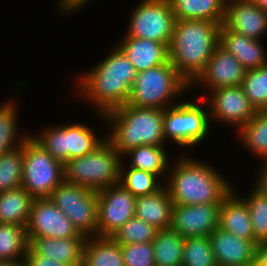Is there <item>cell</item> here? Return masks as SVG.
<instances>
[{
    "label": "cell",
    "mask_w": 267,
    "mask_h": 266,
    "mask_svg": "<svg viewBox=\"0 0 267 266\" xmlns=\"http://www.w3.org/2000/svg\"><path fill=\"white\" fill-rule=\"evenodd\" d=\"M93 66L75 71L72 77L71 96L95 114L108 112L127 104L137 76L133 64L113 43ZM74 77V78H73ZM73 88V89H72ZM76 97V98H75Z\"/></svg>",
    "instance_id": "cell-1"
},
{
    "label": "cell",
    "mask_w": 267,
    "mask_h": 266,
    "mask_svg": "<svg viewBox=\"0 0 267 266\" xmlns=\"http://www.w3.org/2000/svg\"><path fill=\"white\" fill-rule=\"evenodd\" d=\"M176 154L165 181L173 204L221 203L237 186L211 160L190 153Z\"/></svg>",
    "instance_id": "cell-2"
},
{
    "label": "cell",
    "mask_w": 267,
    "mask_h": 266,
    "mask_svg": "<svg viewBox=\"0 0 267 266\" xmlns=\"http://www.w3.org/2000/svg\"><path fill=\"white\" fill-rule=\"evenodd\" d=\"M163 109L125 104L105 115L94 113L106 127V139L120 155L141 145H169L163 129Z\"/></svg>",
    "instance_id": "cell-3"
},
{
    "label": "cell",
    "mask_w": 267,
    "mask_h": 266,
    "mask_svg": "<svg viewBox=\"0 0 267 266\" xmlns=\"http://www.w3.org/2000/svg\"><path fill=\"white\" fill-rule=\"evenodd\" d=\"M220 26L206 20L175 21L169 61L189 85L204 71L219 45Z\"/></svg>",
    "instance_id": "cell-4"
},
{
    "label": "cell",
    "mask_w": 267,
    "mask_h": 266,
    "mask_svg": "<svg viewBox=\"0 0 267 266\" xmlns=\"http://www.w3.org/2000/svg\"><path fill=\"white\" fill-rule=\"evenodd\" d=\"M187 95L177 104L164 109L165 141L167 144L177 147V153H186L189 149L193 151L200 145H205L209 138L214 136L213 130L217 129V126L214 129L211 126L207 101L194 96L195 94L191 96L190 91ZM170 142L172 143L170 144Z\"/></svg>",
    "instance_id": "cell-5"
},
{
    "label": "cell",
    "mask_w": 267,
    "mask_h": 266,
    "mask_svg": "<svg viewBox=\"0 0 267 266\" xmlns=\"http://www.w3.org/2000/svg\"><path fill=\"white\" fill-rule=\"evenodd\" d=\"M45 125V126H44ZM42 125L38 131H30V135L44 149L52 155V157L63 164L73 158L82 157L93 152L101 143L106 140L105 133L102 135L93 126H89L87 121H70ZM96 130V131H95ZM36 132V133H34ZM98 132V133H97ZM99 134V135H98Z\"/></svg>",
    "instance_id": "cell-6"
},
{
    "label": "cell",
    "mask_w": 267,
    "mask_h": 266,
    "mask_svg": "<svg viewBox=\"0 0 267 266\" xmlns=\"http://www.w3.org/2000/svg\"><path fill=\"white\" fill-rule=\"evenodd\" d=\"M189 91L190 85L169 61L137 73L127 104L164 110L177 104Z\"/></svg>",
    "instance_id": "cell-7"
},
{
    "label": "cell",
    "mask_w": 267,
    "mask_h": 266,
    "mask_svg": "<svg viewBox=\"0 0 267 266\" xmlns=\"http://www.w3.org/2000/svg\"><path fill=\"white\" fill-rule=\"evenodd\" d=\"M121 155L106 139L93 152L64 164V180L99 191L119 183Z\"/></svg>",
    "instance_id": "cell-8"
},
{
    "label": "cell",
    "mask_w": 267,
    "mask_h": 266,
    "mask_svg": "<svg viewBox=\"0 0 267 266\" xmlns=\"http://www.w3.org/2000/svg\"><path fill=\"white\" fill-rule=\"evenodd\" d=\"M63 180L64 164L29 135L23 141L22 187L34 199L50 198Z\"/></svg>",
    "instance_id": "cell-9"
},
{
    "label": "cell",
    "mask_w": 267,
    "mask_h": 266,
    "mask_svg": "<svg viewBox=\"0 0 267 266\" xmlns=\"http://www.w3.org/2000/svg\"><path fill=\"white\" fill-rule=\"evenodd\" d=\"M131 10L123 30L126 36L170 46L176 20L169 0H139Z\"/></svg>",
    "instance_id": "cell-10"
},
{
    "label": "cell",
    "mask_w": 267,
    "mask_h": 266,
    "mask_svg": "<svg viewBox=\"0 0 267 266\" xmlns=\"http://www.w3.org/2000/svg\"><path fill=\"white\" fill-rule=\"evenodd\" d=\"M50 199L81 234L97 236V191L63 180Z\"/></svg>",
    "instance_id": "cell-11"
},
{
    "label": "cell",
    "mask_w": 267,
    "mask_h": 266,
    "mask_svg": "<svg viewBox=\"0 0 267 266\" xmlns=\"http://www.w3.org/2000/svg\"><path fill=\"white\" fill-rule=\"evenodd\" d=\"M204 99L209 106L210 123L236 132L242 125L250 121L255 107L250 103L242 86L223 87L210 91ZM214 122V123H213Z\"/></svg>",
    "instance_id": "cell-12"
},
{
    "label": "cell",
    "mask_w": 267,
    "mask_h": 266,
    "mask_svg": "<svg viewBox=\"0 0 267 266\" xmlns=\"http://www.w3.org/2000/svg\"><path fill=\"white\" fill-rule=\"evenodd\" d=\"M97 236L111 237L135 215L137 197L120 183L97 191Z\"/></svg>",
    "instance_id": "cell-13"
},
{
    "label": "cell",
    "mask_w": 267,
    "mask_h": 266,
    "mask_svg": "<svg viewBox=\"0 0 267 266\" xmlns=\"http://www.w3.org/2000/svg\"><path fill=\"white\" fill-rule=\"evenodd\" d=\"M245 72L246 69L240 62L231 53L226 52L218 45L214 49L204 71L190 85V93L194 94L199 91L197 96L204 98L214 89L240 86Z\"/></svg>",
    "instance_id": "cell-14"
},
{
    "label": "cell",
    "mask_w": 267,
    "mask_h": 266,
    "mask_svg": "<svg viewBox=\"0 0 267 266\" xmlns=\"http://www.w3.org/2000/svg\"><path fill=\"white\" fill-rule=\"evenodd\" d=\"M26 232L28 241L33 237L63 239L81 235L50 198L34 199Z\"/></svg>",
    "instance_id": "cell-15"
},
{
    "label": "cell",
    "mask_w": 267,
    "mask_h": 266,
    "mask_svg": "<svg viewBox=\"0 0 267 266\" xmlns=\"http://www.w3.org/2000/svg\"><path fill=\"white\" fill-rule=\"evenodd\" d=\"M221 203L173 204L170 228L182 237L209 236L219 227Z\"/></svg>",
    "instance_id": "cell-16"
},
{
    "label": "cell",
    "mask_w": 267,
    "mask_h": 266,
    "mask_svg": "<svg viewBox=\"0 0 267 266\" xmlns=\"http://www.w3.org/2000/svg\"><path fill=\"white\" fill-rule=\"evenodd\" d=\"M223 25L254 40H266L267 12L252 0H227Z\"/></svg>",
    "instance_id": "cell-17"
},
{
    "label": "cell",
    "mask_w": 267,
    "mask_h": 266,
    "mask_svg": "<svg viewBox=\"0 0 267 266\" xmlns=\"http://www.w3.org/2000/svg\"><path fill=\"white\" fill-rule=\"evenodd\" d=\"M217 266L255 265L257 243L239 238L217 227L209 235Z\"/></svg>",
    "instance_id": "cell-18"
},
{
    "label": "cell",
    "mask_w": 267,
    "mask_h": 266,
    "mask_svg": "<svg viewBox=\"0 0 267 266\" xmlns=\"http://www.w3.org/2000/svg\"><path fill=\"white\" fill-rule=\"evenodd\" d=\"M120 37L113 43L133 64L137 73L169 62V47L166 44L129 37L124 33Z\"/></svg>",
    "instance_id": "cell-19"
},
{
    "label": "cell",
    "mask_w": 267,
    "mask_h": 266,
    "mask_svg": "<svg viewBox=\"0 0 267 266\" xmlns=\"http://www.w3.org/2000/svg\"><path fill=\"white\" fill-rule=\"evenodd\" d=\"M267 40H254L227 29H219V46L231 53L246 69H256L267 63Z\"/></svg>",
    "instance_id": "cell-20"
},
{
    "label": "cell",
    "mask_w": 267,
    "mask_h": 266,
    "mask_svg": "<svg viewBox=\"0 0 267 266\" xmlns=\"http://www.w3.org/2000/svg\"><path fill=\"white\" fill-rule=\"evenodd\" d=\"M170 145H141L121 155L120 167H132L157 175L164 183L170 170L175 154L168 152ZM170 152H172L170 154ZM172 156V157H171Z\"/></svg>",
    "instance_id": "cell-21"
},
{
    "label": "cell",
    "mask_w": 267,
    "mask_h": 266,
    "mask_svg": "<svg viewBox=\"0 0 267 266\" xmlns=\"http://www.w3.org/2000/svg\"><path fill=\"white\" fill-rule=\"evenodd\" d=\"M86 236L78 238L53 239L48 237H33L28 248L37 255L50 257L56 262L67 264H82L83 247Z\"/></svg>",
    "instance_id": "cell-22"
},
{
    "label": "cell",
    "mask_w": 267,
    "mask_h": 266,
    "mask_svg": "<svg viewBox=\"0 0 267 266\" xmlns=\"http://www.w3.org/2000/svg\"><path fill=\"white\" fill-rule=\"evenodd\" d=\"M219 228L239 238L254 240L248 205L234 190L221 202Z\"/></svg>",
    "instance_id": "cell-23"
},
{
    "label": "cell",
    "mask_w": 267,
    "mask_h": 266,
    "mask_svg": "<svg viewBox=\"0 0 267 266\" xmlns=\"http://www.w3.org/2000/svg\"><path fill=\"white\" fill-rule=\"evenodd\" d=\"M172 207V198L164 185L153 194L137 197L134 216L158 230L168 229L171 226Z\"/></svg>",
    "instance_id": "cell-24"
},
{
    "label": "cell",
    "mask_w": 267,
    "mask_h": 266,
    "mask_svg": "<svg viewBox=\"0 0 267 266\" xmlns=\"http://www.w3.org/2000/svg\"><path fill=\"white\" fill-rule=\"evenodd\" d=\"M17 97H10L0 101V155L19 147L30 135V131L22 126L19 117L21 108ZM26 129V130H25Z\"/></svg>",
    "instance_id": "cell-25"
},
{
    "label": "cell",
    "mask_w": 267,
    "mask_h": 266,
    "mask_svg": "<svg viewBox=\"0 0 267 266\" xmlns=\"http://www.w3.org/2000/svg\"><path fill=\"white\" fill-rule=\"evenodd\" d=\"M233 135L240 148L245 149L244 152L247 150L248 155L256 158V162L259 159L258 164L267 160V109L257 110L254 117L233 132Z\"/></svg>",
    "instance_id": "cell-26"
},
{
    "label": "cell",
    "mask_w": 267,
    "mask_h": 266,
    "mask_svg": "<svg viewBox=\"0 0 267 266\" xmlns=\"http://www.w3.org/2000/svg\"><path fill=\"white\" fill-rule=\"evenodd\" d=\"M227 0H169L175 20L224 22Z\"/></svg>",
    "instance_id": "cell-27"
},
{
    "label": "cell",
    "mask_w": 267,
    "mask_h": 266,
    "mask_svg": "<svg viewBox=\"0 0 267 266\" xmlns=\"http://www.w3.org/2000/svg\"><path fill=\"white\" fill-rule=\"evenodd\" d=\"M82 266H125L120 244L112 237H87Z\"/></svg>",
    "instance_id": "cell-28"
},
{
    "label": "cell",
    "mask_w": 267,
    "mask_h": 266,
    "mask_svg": "<svg viewBox=\"0 0 267 266\" xmlns=\"http://www.w3.org/2000/svg\"><path fill=\"white\" fill-rule=\"evenodd\" d=\"M33 201L22 186L0 192V223L27 227Z\"/></svg>",
    "instance_id": "cell-29"
},
{
    "label": "cell",
    "mask_w": 267,
    "mask_h": 266,
    "mask_svg": "<svg viewBox=\"0 0 267 266\" xmlns=\"http://www.w3.org/2000/svg\"><path fill=\"white\" fill-rule=\"evenodd\" d=\"M185 238L168 229L157 230L153 243L155 266H181Z\"/></svg>",
    "instance_id": "cell-30"
},
{
    "label": "cell",
    "mask_w": 267,
    "mask_h": 266,
    "mask_svg": "<svg viewBox=\"0 0 267 266\" xmlns=\"http://www.w3.org/2000/svg\"><path fill=\"white\" fill-rule=\"evenodd\" d=\"M28 246L26 227L0 223V260L25 258Z\"/></svg>",
    "instance_id": "cell-31"
},
{
    "label": "cell",
    "mask_w": 267,
    "mask_h": 266,
    "mask_svg": "<svg viewBox=\"0 0 267 266\" xmlns=\"http://www.w3.org/2000/svg\"><path fill=\"white\" fill-rule=\"evenodd\" d=\"M119 183L135 197L153 194L165 185L157 175L132 167H120Z\"/></svg>",
    "instance_id": "cell-32"
},
{
    "label": "cell",
    "mask_w": 267,
    "mask_h": 266,
    "mask_svg": "<svg viewBox=\"0 0 267 266\" xmlns=\"http://www.w3.org/2000/svg\"><path fill=\"white\" fill-rule=\"evenodd\" d=\"M243 193L238 192L235 187L233 190L246 202L248 205L252 227L254 232V241L258 244L261 241L267 240V197L258 191L252 184Z\"/></svg>",
    "instance_id": "cell-33"
},
{
    "label": "cell",
    "mask_w": 267,
    "mask_h": 266,
    "mask_svg": "<svg viewBox=\"0 0 267 266\" xmlns=\"http://www.w3.org/2000/svg\"><path fill=\"white\" fill-rule=\"evenodd\" d=\"M23 142L15 150L0 155V192L22 186Z\"/></svg>",
    "instance_id": "cell-34"
},
{
    "label": "cell",
    "mask_w": 267,
    "mask_h": 266,
    "mask_svg": "<svg viewBox=\"0 0 267 266\" xmlns=\"http://www.w3.org/2000/svg\"><path fill=\"white\" fill-rule=\"evenodd\" d=\"M181 266H217L209 236L185 238Z\"/></svg>",
    "instance_id": "cell-35"
},
{
    "label": "cell",
    "mask_w": 267,
    "mask_h": 266,
    "mask_svg": "<svg viewBox=\"0 0 267 266\" xmlns=\"http://www.w3.org/2000/svg\"><path fill=\"white\" fill-rule=\"evenodd\" d=\"M241 86L256 110L267 109V63L246 70Z\"/></svg>",
    "instance_id": "cell-36"
},
{
    "label": "cell",
    "mask_w": 267,
    "mask_h": 266,
    "mask_svg": "<svg viewBox=\"0 0 267 266\" xmlns=\"http://www.w3.org/2000/svg\"><path fill=\"white\" fill-rule=\"evenodd\" d=\"M157 230L154 226L134 216L111 237L120 245L146 243L152 242Z\"/></svg>",
    "instance_id": "cell-37"
},
{
    "label": "cell",
    "mask_w": 267,
    "mask_h": 266,
    "mask_svg": "<svg viewBox=\"0 0 267 266\" xmlns=\"http://www.w3.org/2000/svg\"><path fill=\"white\" fill-rule=\"evenodd\" d=\"M120 246L125 266H155L152 242Z\"/></svg>",
    "instance_id": "cell-38"
},
{
    "label": "cell",
    "mask_w": 267,
    "mask_h": 266,
    "mask_svg": "<svg viewBox=\"0 0 267 266\" xmlns=\"http://www.w3.org/2000/svg\"><path fill=\"white\" fill-rule=\"evenodd\" d=\"M94 0H56L53 3H55L53 6H56L57 10L55 11L56 15L59 14V16L63 15L62 17H71L73 15H77L85 9L91 2ZM57 2V3H56ZM58 12V14H57ZM65 16V17H64Z\"/></svg>",
    "instance_id": "cell-39"
},
{
    "label": "cell",
    "mask_w": 267,
    "mask_h": 266,
    "mask_svg": "<svg viewBox=\"0 0 267 266\" xmlns=\"http://www.w3.org/2000/svg\"><path fill=\"white\" fill-rule=\"evenodd\" d=\"M27 266H82V264H67L56 262L52 258L34 254L29 248L25 255Z\"/></svg>",
    "instance_id": "cell-40"
},
{
    "label": "cell",
    "mask_w": 267,
    "mask_h": 266,
    "mask_svg": "<svg viewBox=\"0 0 267 266\" xmlns=\"http://www.w3.org/2000/svg\"><path fill=\"white\" fill-rule=\"evenodd\" d=\"M255 170L251 184L267 197V160L261 161Z\"/></svg>",
    "instance_id": "cell-41"
},
{
    "label": "cell",
    "mask_w": 267,
    "mask_h": 266,
    "mask_svg": "<svg viewBox=\"0 0 267 266\" xmlns=\"http://www.w3.org/2000/svg\"><path fill=\"white\" fill-rule=\"evenodd\" d=\"M255 266H267V240L259 242L256 246Z\"/></svg>",
    "instance_id": "cell-42"
},
{
    "label": "cell",
    "mask_w": 267,
    "mask_h": 266,
    "mask_svg": "<svg viewBox=\"0 0 267 266\" xmlns=\"http://www.w3.org/2000/svg\"><path fill=\"white\" fill-rule=\"evenodd\" d=\"M0 266H27L25 258L16 260H0Z\"/></svg>",
    "instance_id": "cell-43"
},
{
    "label": "cell",
    "mask_w": 267,
    "mask_h": 266,
    "mask_svg": "<svg viewBox=\"0 0 267 266\" xmlns=\"http://www.w3.org/2000/svg\"><path fill=\"white\" fill-rule=\"evenodd\" d=\"M255 5H257L260 9H263L267 12V0H252Z\"/></svg>",
    "instance_id": "cell-44"
}]
</instances>
